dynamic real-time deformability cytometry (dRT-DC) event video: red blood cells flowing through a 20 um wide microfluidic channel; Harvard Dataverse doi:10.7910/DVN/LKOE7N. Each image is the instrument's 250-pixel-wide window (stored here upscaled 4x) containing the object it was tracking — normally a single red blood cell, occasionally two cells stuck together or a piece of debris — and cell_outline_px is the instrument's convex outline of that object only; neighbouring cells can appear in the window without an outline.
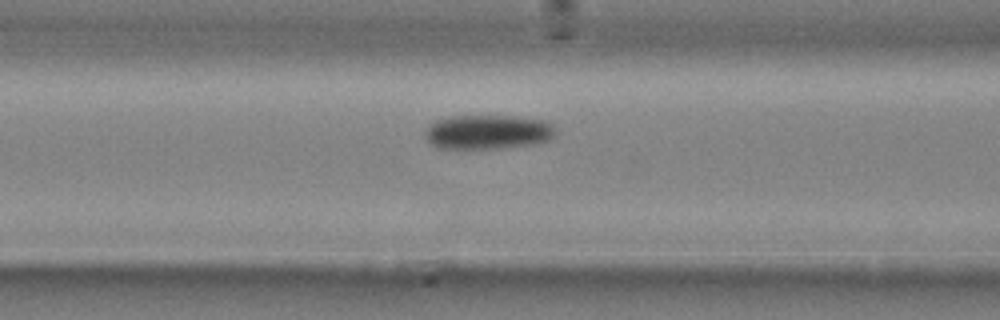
{"species": "common noctule bat (a hibernating species)", "species_latin": "Nyctalus noctula", "temperature_condition": "cold", "stored_images_in_passage": 18, "camera_frame_rate_fps": 3000, "um_per_image_px": 0.085, "animal": {"sex": "male", "body_mass_g": 20.4}, "frame": {"image": 1, "passage_image": 16, "time_ms": 5.0, "image_size_px": [1000, 320], "cell_outline_px": [[556, 132], [548, 140], [536, 144], [500, 148], [436, 148], [428, 144], [424, 136], [424, 132], [428, 124], [436, 120], [448, 116], [512, 116], [548, 120], [556, 128]], "centroid_in_image_um": [41.43, 11.21], "position_along_channel_um": 125.2, "area_um2": 26.59}}